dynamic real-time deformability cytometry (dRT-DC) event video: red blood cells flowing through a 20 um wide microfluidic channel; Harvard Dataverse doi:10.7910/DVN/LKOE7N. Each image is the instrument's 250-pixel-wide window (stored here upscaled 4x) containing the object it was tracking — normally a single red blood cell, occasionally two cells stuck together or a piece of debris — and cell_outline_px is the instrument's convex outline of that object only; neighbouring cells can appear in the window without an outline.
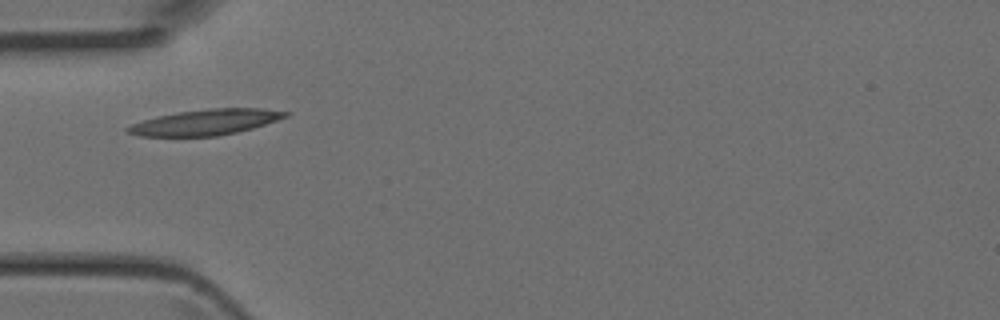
{"species": "Egyptian fruit bat (a non-hibernating species)", "species_latin": "Rousettus aegyptiacus", "temperature_condition": "room temperature", "stored_images_in_passage": 2, "camera_frame_rate_fps": 3000, "um_per_image_px": 0.085, "animal": {"sex": "female"}, "frame": {"image": 1, "passage_image": 1, "time_ms": 0.0, "image_size_px": [1000, 320], "cell_outline_px": [[292, 112], [288, 116], [252, 128], [236, 132], [216, 136], [140, 136], [128, 132], [124, 128], [132, 124], [144, 120], [176, 112], [208, 108], [264, 108]], "centroid_in_image_um": [17.5, 10.37], "position_along_channel_um": 67.5, "area_um2": 23.41}}
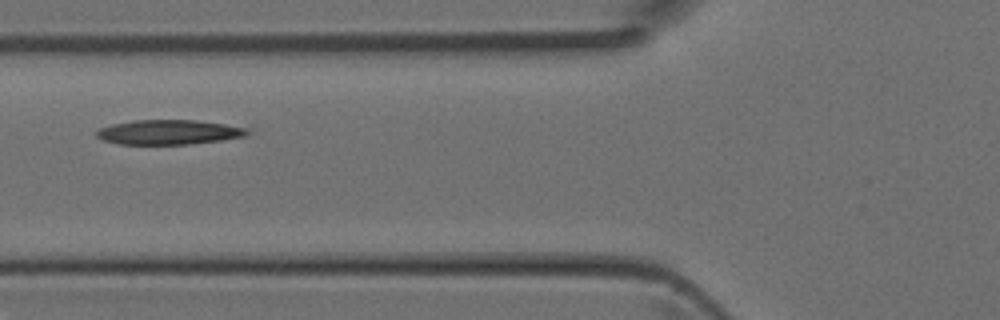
{"frame": {"image": 2, "passage_image": 2, "time_ms": 0.333, "image_size_px": [1000, 320], "cell_outline_px": [[252, 128], [248, 136], [220, 140], [188, 144], [116, 144], [100, 140], [96, 136], [96, 132], [100, 128], [112, 124], [132, 120], [196, 120]], "centroid_in_image_um": [14.36, 11.23], "position_along_channel_um": 111.4, "area_um2": 21.91}}